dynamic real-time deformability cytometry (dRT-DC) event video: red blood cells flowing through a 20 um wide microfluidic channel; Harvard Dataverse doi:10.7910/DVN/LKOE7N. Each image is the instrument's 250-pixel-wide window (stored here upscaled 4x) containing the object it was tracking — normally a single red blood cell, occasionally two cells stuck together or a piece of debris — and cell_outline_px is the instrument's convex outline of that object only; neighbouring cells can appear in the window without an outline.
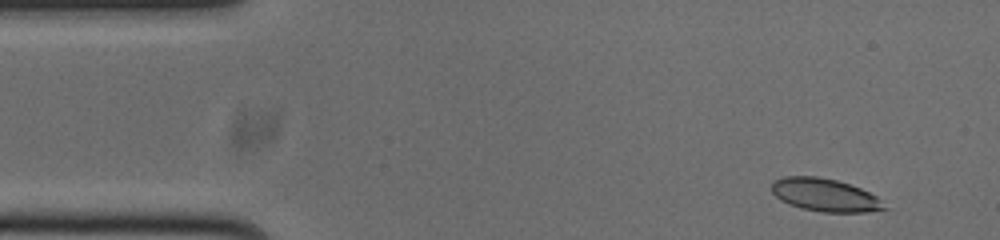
{"species": "common noctule bat (a hibernating species)", "species_latin": "Nyctalus noctula", "temperature_condition": "cold", "stored_images_in_passage": 52, "camera_frame_rate_fps": 3000, "um_per_image_px": 0.085, "animal": {"sex": "male", "body_mass_g": 20.0, "forearm_length_mm": 53.3}, "frame": {"image": 1, "passage_image": 3, "time_ms": 0.667, "image_size_px": [1000, 240], "cell_outline_px": [[888, 208], [868, 212], [824, 212], [800, 208], [788, 204], [780, 200], [772, 192], [772, 184], [776, 180], [784, 176], [816, 176], [836, 180], [860, 188], [876, 196]], "centroid_in_image_um": [70.1, 16.58], "position_along_channel_um": 14.9, "area_um2": 21.44}}
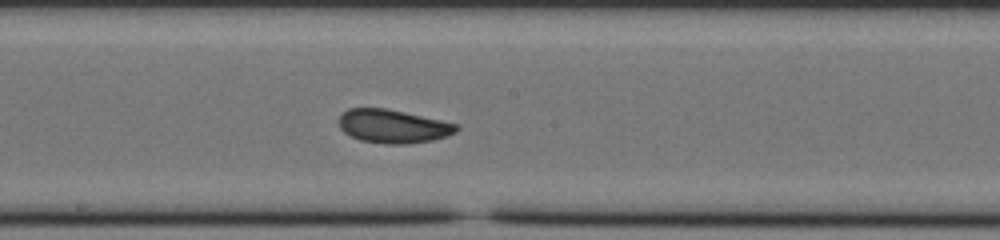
{"frame": {"image": 2, "passage_image": 26, "time_ms": 8.333, "image_size_px": [1000, 240], "cell_outline_px": [[460, 128], [456, 132], [448, 136], [432, 140], [408, 144], [388, 144], [360, 140], [344, 132], [340, 128], [340, 112], [348, 108], [384, 108], [404, 112], [460, 124]], "centroid_in_image_um": [33.43, 10.73], "position_along_channel_um": 214.8, "area_um2": 23.0}}
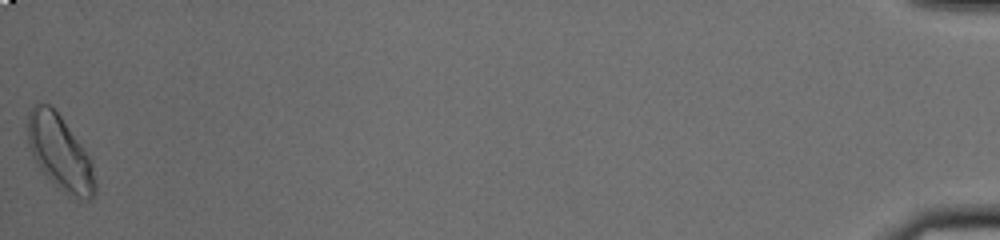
{"frame": {"image": 3, "passage_image": 52, "time_ms": 17.0, "image_size_px": [1000, 240], "cell_outline_px": [[96, 192], [88, 200], [80, 204], [68, 196], [36, 164], [28, 148], [24, 124], [28, 112], [36, 104], [48, 104], [60, 116], [92, 160], [96, 180]], "centroid_in_image_um": [5.08, 13.03], "position_along_channel_um": 430.1, "area_um2": 29.88}, "authors_computed_cell_mechanics": {"area_um2": 22.9466, "velocity_mm_per_s": 3.7485, "shape_relaxation_time_tau1_ms": 2.5771, "shape_relaxation_time_tau2_ms": 1.3059, "deformation_change_tau1": 0.0824, "deformation_change_tau2": 0.0593}}